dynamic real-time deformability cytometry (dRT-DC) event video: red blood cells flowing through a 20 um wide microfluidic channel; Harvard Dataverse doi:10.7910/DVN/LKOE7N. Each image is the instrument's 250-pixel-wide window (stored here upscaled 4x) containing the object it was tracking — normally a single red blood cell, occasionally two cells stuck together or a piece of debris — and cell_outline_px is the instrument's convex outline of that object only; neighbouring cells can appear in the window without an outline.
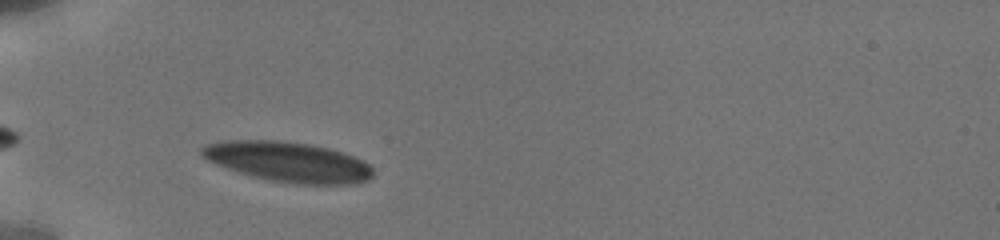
{"species": "human", "species_latin": "Homo sapiens", "temperature_condition": "cold", "stored_images_in_passage": 17, "camera_frame_rate_fps": 3000, "um_per_image_px": 0.085, "donor": {"sex": "male"}, "frame": {"image": 1, "passage_image": 1, "time_ms": 0.0, "image_size_px": [1000, 240], "cell_outline_px": [[372, 176], [368, 180], [356, 184], [296, 184], [272, 180], [252, 176], [216, 164], [200, 156], [200, 148], [204, 144], [224, 140], [276, 140], [308, 144], [328, 148], [364, 160], [372, 168]], "centroid_in_image_um": [24.46, 13.75], "position_along_channel_um": 60.5, "area_um2": 39.88}}
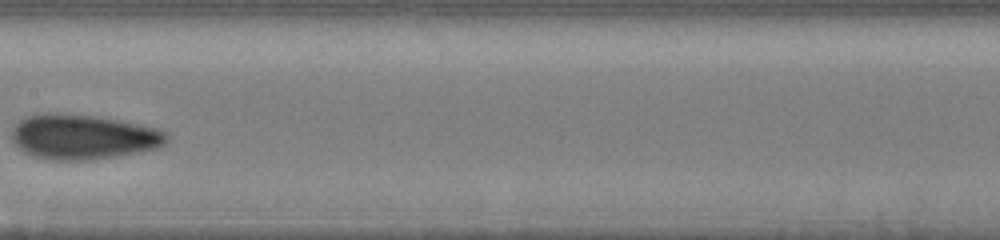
{"frame": {"image": 2, "passage_image": 7, "time_ms": 4.0, "image_size_px": [1000, 240], "cell_outline_px": [[168, 140], [164, 144], [156, 148], [140, 152], [92, 160], [52, 160], [32, 156], [16, 148], [12, 140], [12, 128], [24, 116], [44, 112], [56, 112], [96, 116], [140, 124], [156, 128], [168, 132]], "centroid_in_image_um": [7.03, 11.62], "position_along_channel_um": 200.4, "area_um2": 41.1}}
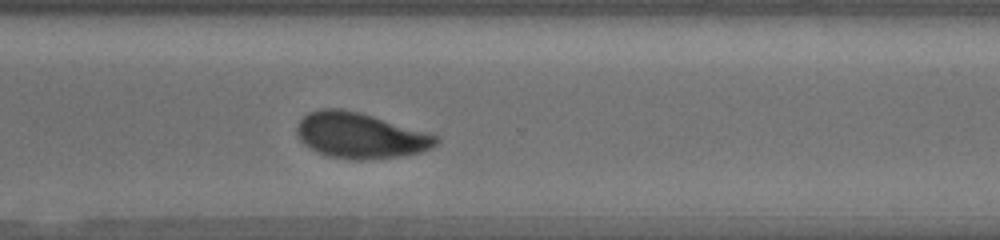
{"frame": {"image": 3, "passage_image": 16, "time_ms": 7.667, "image_size_px": [1000, 240], "cell_outline_px": [[440, 140], [432, 148], [420, 152], [404, 156], [360, 160], [332, 156], [316, 152], [304, 144], [300, 140], [296, 132], [296, 124], [308, 112], [320, 108], [340, 108], [372, 116], [428, 132], [440, 136]], "centroid_in_image_um": [30.62, 11.51], "position_along_channel_um": 340.0, "area_um2": 36.93}}